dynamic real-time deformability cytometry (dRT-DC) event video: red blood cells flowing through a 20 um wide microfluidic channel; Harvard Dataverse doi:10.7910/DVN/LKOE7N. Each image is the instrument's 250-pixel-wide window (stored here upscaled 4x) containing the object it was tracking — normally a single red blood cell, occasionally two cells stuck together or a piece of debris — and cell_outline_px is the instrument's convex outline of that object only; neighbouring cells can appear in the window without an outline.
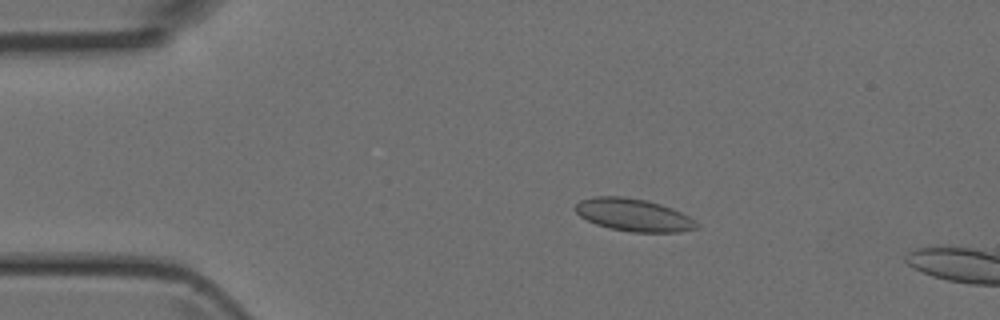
{"species": "Egyptian fruit bat (a non-hibernating species)", "species_latin": "Rousettus aegyptiacus", "temperature_condition": "room temperature", "stored_images_in_passage": 4, "camera_frame_rate_fps": 3000, "um_per_image_px": 0.085, "animal": {"sex": "female"}, "frame": {"image": 1, "passage_image": 1, "time_ms": 0.0, "image_size_px": [1000, 320], "cell_outline_px": [[700, 228], [680, 232], [632, 232], [612, 228], [596, 224], [580, 216], [576, 212], [576, 204], [580, 200], [592, 196], [624, 196], [648, 200], [672, 208], [696, 220], [700, 224]], "centroid_in_image_um": [53.89, 18.26], "position_along_channel_um": 31.1, "area_um2": 23.12}}